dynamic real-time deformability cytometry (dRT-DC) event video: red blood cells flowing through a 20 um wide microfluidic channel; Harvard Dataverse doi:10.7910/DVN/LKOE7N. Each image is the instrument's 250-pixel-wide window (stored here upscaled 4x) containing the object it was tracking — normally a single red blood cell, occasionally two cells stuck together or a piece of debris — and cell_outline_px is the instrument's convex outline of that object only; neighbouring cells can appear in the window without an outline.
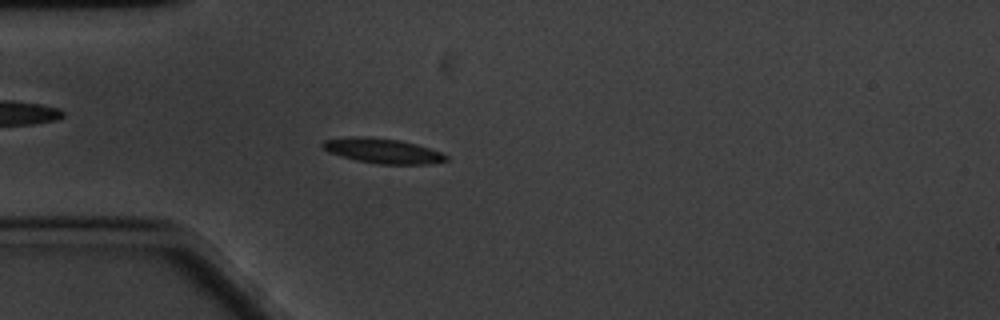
{"species": "common noctule bat (a hibernating species)", "species_latin": "Nyctalus noctula", "temperature_condition": "cold", "stored_images_in_passage": 60, "camera_frame_rate_fps": 3000, "um_per_image_px": 0.085, "animal": {"sex": "male", "body_mass_g": 20.1, "forearm_length_mm": 53.5}, "frame": {"image": 1, "passage_image": 16, "time_ms": 5.0, "image_size_px": [1000, 320], "cell_outline_px": [[448, 160], [432, 164], [376, 164], [356, 160], [340, 156], [328, 152], [320, 144], [324, 140], [348, 136], [364, 136], [400, 140], [416, 144], [440, 152], [448, 156]], "centroid_in_image_um": [32.5, 12.82], "position_along_channel_um": 52.5, "area_um2": 18.03}}
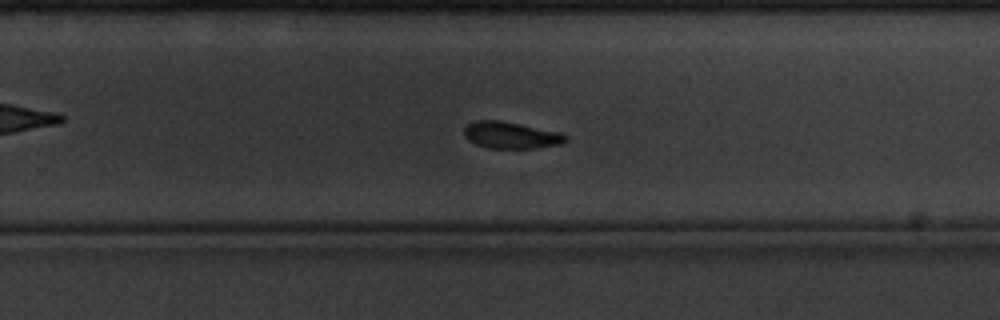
{"frame": {"image": 2, "passage_image": 38, "time_ms": 12.333, "image_size_px": [1000, 320], "cell_outline_px": [[568, 140], [564, 144], [536, 148], [488, 148], [476, 144], [468, 140], [464, 136], [464, 128], [468, 124], [476, 120], [500, 120], [560, 132], [568, 136]], "centroid_in_image_um": [43.46, 11.49], "position_along_channel_um": 286.3, "area_um2": 15.95}}
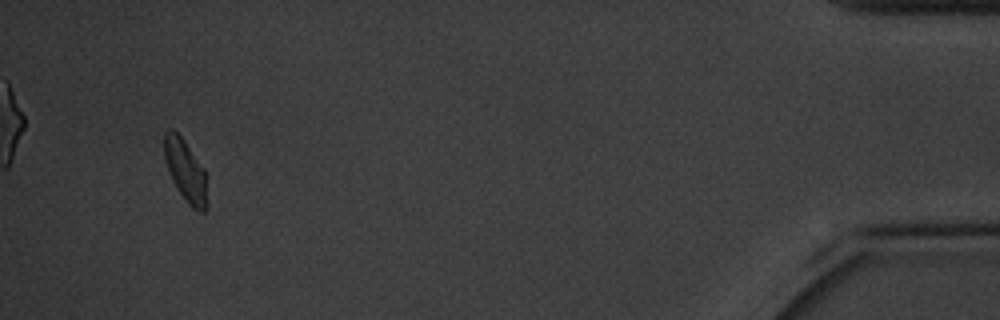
{"frame": {"image": 3, "passage_image": 57, "time_ms": 18.667, "image_size_px": [1000, 320], "cell_outline_px": [[208, 208], [204, 212], [200, 212], [192, 208], [188, 204], [176, 188], [168, 172], [164, 156], [164, 132], [168, 128], [172, 128], [184, 140], [204, 168], [208, 176]], "centroid_in_image_um": [15.81, 14.55], "position_along_channel_um": 419.4, "area_um2": 16.13}, "authors_computed_cell_mechanics": {"area_um2": 16.3574, "velocity_mm_per_s": 3.2882, "shape_relaxation_time_tau1_ms": 3.9266, "shape_relaxation_time_tau2_ms": 8.0787, "deformation_change_tau1": 0.1003, "deformation_change_tau2": 0.1097}}